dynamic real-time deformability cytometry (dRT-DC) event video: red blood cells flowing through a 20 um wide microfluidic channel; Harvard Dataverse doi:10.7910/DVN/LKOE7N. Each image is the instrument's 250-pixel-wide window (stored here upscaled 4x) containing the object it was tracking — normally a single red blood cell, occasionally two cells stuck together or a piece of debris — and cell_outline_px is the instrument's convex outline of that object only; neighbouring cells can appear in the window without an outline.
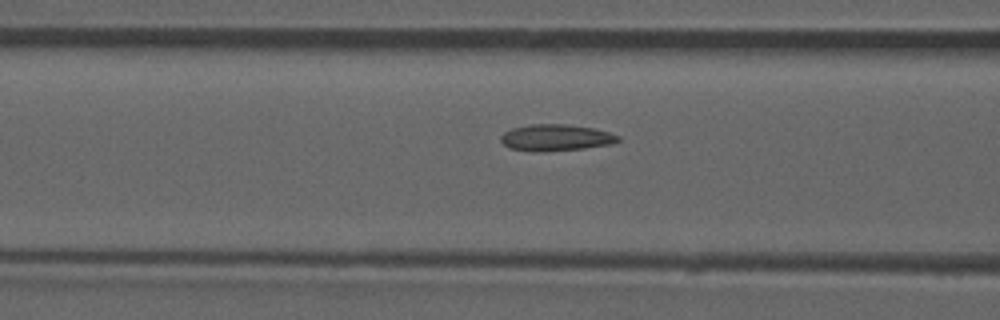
{"species": "common noctule bat (a hibernating species)", "species_latin": "Nyctalus noctula", "temperature_condition": "room temperature", "stored_images_in_passage": 49, "camera_frame_rate_fps": 3000, "um_per_image_px": 0.085, "animal": {"sex": "male", "forearm_length_mm": 52.5}, "frame": {"image": 1, "passage_image": 21, "time_ms": 6.667, "image_size_px": [1000, 320], "cell_outline_px": [[620, 140], [612, 144], [584, 148], [536, 152], [508, 148], [500, 140], [500, 136], [504, 132], [512, 128], [532, 124], [564, 124], [592, 128], [608, 132], [620, 136]], "centroid_in_image_um": [47.22, 11.7], "position_along_channel_um": 119.4, "area_um2": 18.03}, "authors_computed_cell_mechanics": {"area_um2": 17.4556, "velocity_mm_per_s": 3.8485, "shape_relaxation_time_tau1_ms": null, "shape_relaxation_time_tau2_ms": 2.2005, "deformation_change_tau1": null, "deformation_change_tau2": 0.0885}}